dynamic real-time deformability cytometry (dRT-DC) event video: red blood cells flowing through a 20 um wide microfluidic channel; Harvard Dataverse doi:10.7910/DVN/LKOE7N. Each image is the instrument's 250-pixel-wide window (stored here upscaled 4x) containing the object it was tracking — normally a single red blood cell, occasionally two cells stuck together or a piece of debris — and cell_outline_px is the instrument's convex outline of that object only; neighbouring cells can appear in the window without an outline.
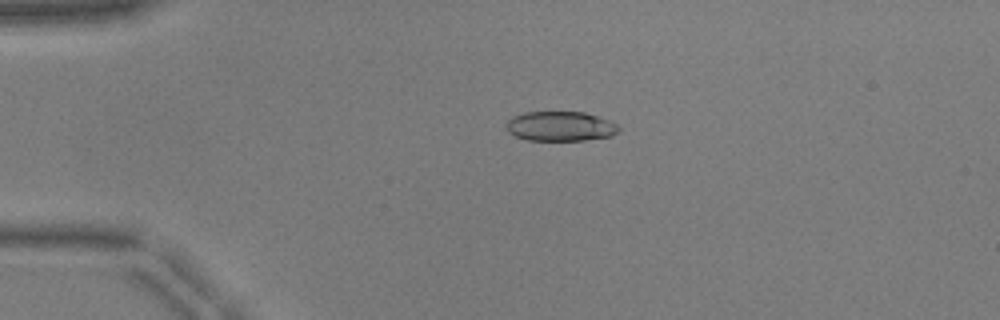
{"species": "common noctule bat (a hibernating species)", "species_latin": "Nyctalus noctula", "temperature_condition": "warm", "stored_images_in_passage": 8, "camera_frame_rate_fps": 3000, "um_per_image_px": 0.085, "animal": {"sex": "male", "body_mass_g": 17.9, "forearm_length_mm": 54.2}, "frame": {"image": 1, "passage_image": 1, "time_ms": 0.0, "image_size_px": [1000, 320], "cell_outline_px": [[620, 128], [612, 136], [584, 140], [528, 140], [516, 136], [508, 132], [508, 120], [512, 116], [524, 112], [584, 112], [608, 120], [616, 124]], "centroid_in_image_um": [47.63, 10.73], "position_along_channel_um": 37.4, "area_um2": 19.25}}
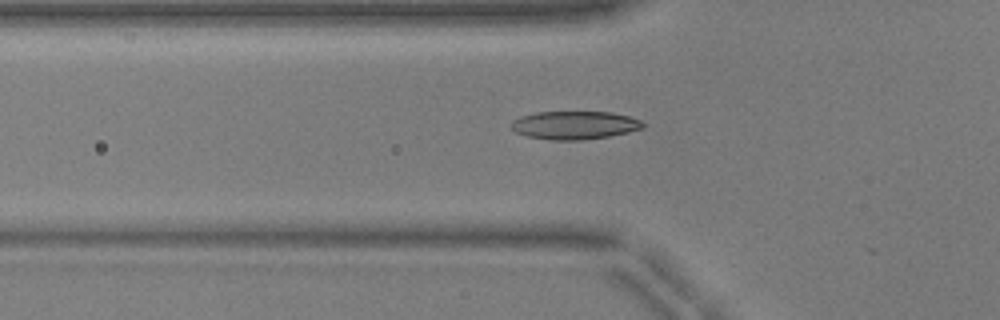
{"frame": {"image": 2, "passage_image": 7, "time_ms": 2.0, "image_size_px": [1000, 320], "cell_outline_px": [[644, 128], [628, 132], [608, 136], [580, 140], [552, 140], [528, 136], [516, 132], [512, 128], [512, 120], [520, 116], [536, 112], [612, 112], [628, 116], [640, 120], [644, 124]], "centroid_in_image_um": [48.84, 10.63], "position_along_channel_um": 77.0, "area_um2": 21.5}}